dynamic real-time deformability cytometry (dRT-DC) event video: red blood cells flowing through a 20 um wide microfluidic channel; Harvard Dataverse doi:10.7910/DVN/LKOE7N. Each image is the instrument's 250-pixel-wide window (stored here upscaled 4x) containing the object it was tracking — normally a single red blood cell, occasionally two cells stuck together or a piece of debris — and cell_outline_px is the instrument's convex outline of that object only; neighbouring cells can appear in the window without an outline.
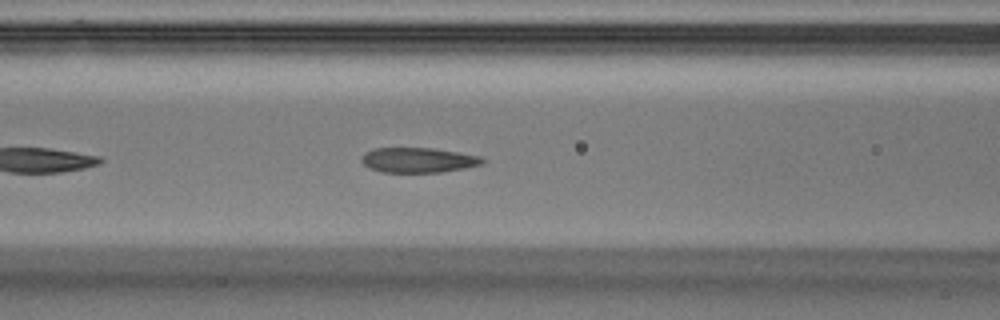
{"species": "Egyptian fruit bat (a non-hibernating species)", "species_latin": "Rousettus aegyptiacus", "temperature_condition": "warm", "stored_images_in_passage": 38, "camera_frame_rate_fps": 3000, "um_per_image_px": 0.085, "animal": {"sex": "male"}, "frame": {"image": 1, "passage_image": 8, "time_ms": 2.333, "image_size_px": [1000, 320], "cell_outline_px": [[484, 164], [464, 168], [440, 172], [384, 172], [368, 168], [360, 160], [360, 156], [364, 152], [372, 148], [432, 148], [480, 156], [484, 160]], "centroid_in_image_um": [35.49, 13.6], "position_along_channel_um": 131.1, "area_um2": 17.63}}
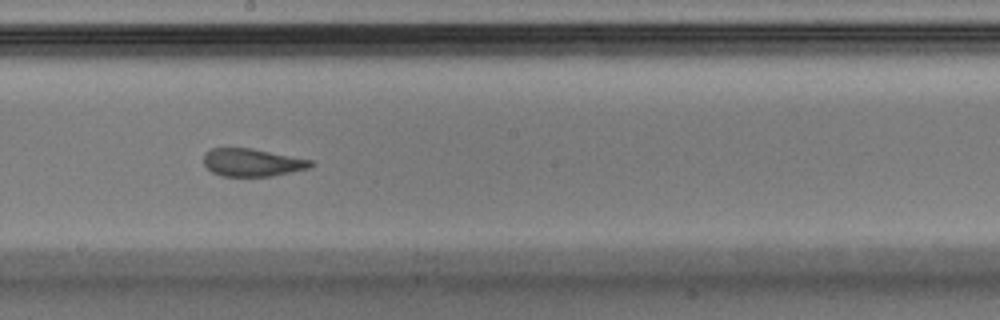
{"frame": {"image": 2, "passage_image": 15, "time_ms": 4.667, "image_size_px": [1000, 320], "cell_outline_px": [[316, 164], [308, 168], [292, 172], [272, 176], [220, 176], [212, 172], [204, 164], [204, 152], [212, 148], [252, 148], [312, 160]], "centroid_in_image_um": [21.44, 13.81], "position_along_channel_um": 226.8, "area_um2": 17.4}}
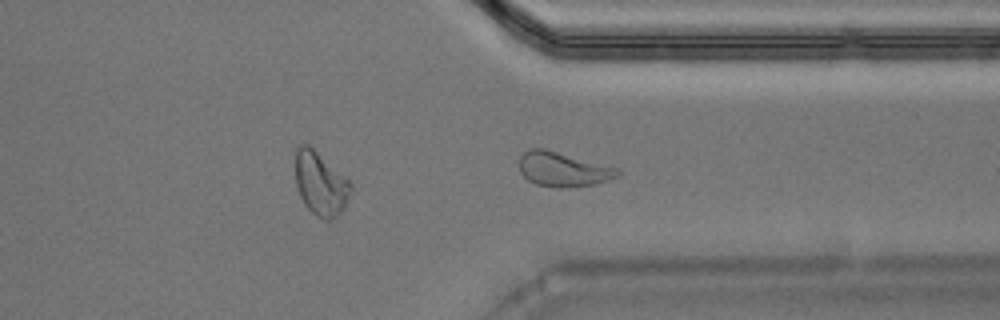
{"frame": {"image": 3, "passage_image": 25, "time_ms": 8.0, "image_size_px": [1000, 320], "cell_outline_px": [[620, 176], [596, 184], [560, 188], [556, 188], [536, 184], [528, 180], [520, 172], [520, 156], [528, 148], [544, 148], [620, 168]], "centroid_in_image_um": [47.88, 14.39], "position_along_channel_um": 363.5, "area_um2": 19.94}, "authors_computed_cell_mechanics": {"area_um2": 18.785, "velocity_mm_per_s": 4.1056, "shape_relaxation_time_tau1_ms": null, "shape_relaxation_time_tau2_ms": 1.5992, "deformation_change_tau1": null, "deformation_change_tau2": 0.0675}}